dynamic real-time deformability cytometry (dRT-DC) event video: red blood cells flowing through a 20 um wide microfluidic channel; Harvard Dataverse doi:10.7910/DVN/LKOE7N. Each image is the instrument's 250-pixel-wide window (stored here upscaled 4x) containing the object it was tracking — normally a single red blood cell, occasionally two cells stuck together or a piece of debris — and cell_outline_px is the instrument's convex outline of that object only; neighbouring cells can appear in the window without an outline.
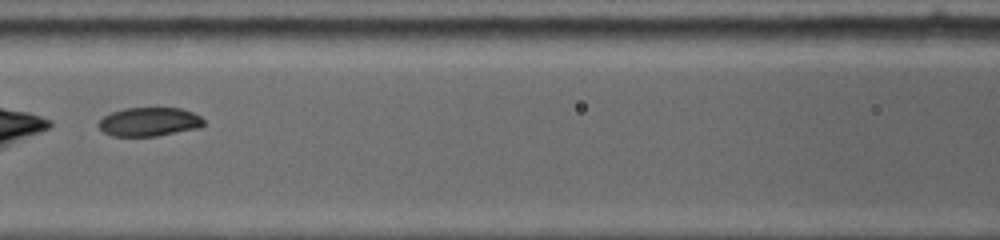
{"species": "common noctule bat (a hibernating species)", "species_latin": "Nyctalus noctula", "temperature_condition": "warm", "stored_images_in_passage": 11, "camera_frame_rate_fps": 5000, "um_per_image_px": 0.085, "animal": {"sex": "female", "body_mass_g": 19.0, "forearm_length_mm": 53.3}, "frame": {"image": 1, "passage_image": 4, "time_ms": 2.8, "image_size_px": [1000, 240], "cell_outline_px": [[204, 124], [196, 128], [156, 136], [112, 136], [104, 132], [100, 128], [100, 120], [104, 116], [112, 112], [124, 108], [180, 108], [192, 112], [200, 116], [204, 120]], "centroid_in_image_um": [12.68, 10.35], "position_along_channel_um": 153.9, "area_um2": 17.4}}
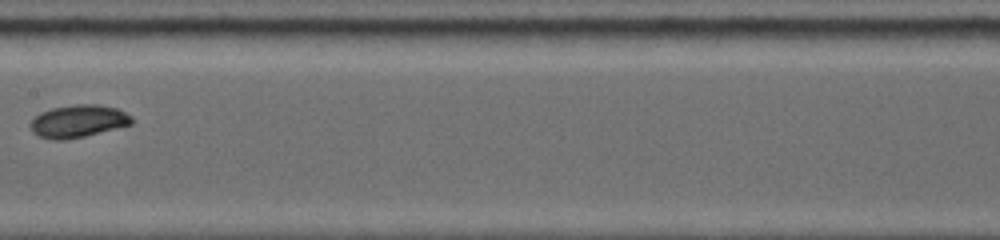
{"frame": {"image": 2, "passage_image": 5, "time_ms": 4.0, "image_size_px": [1000, 240], "cell_outline_px": [[132, 124], [84, 136], [60, 140], [56, 140], [40, 136], [32, 128], [32, 120], [40, 112], [52, 108], [80, 104], [96, 104], [116, 108], [124, 112], [132, 120]], "centroid_in_image_um": [6.66, 10.29], "position_along_channel_um": 200.7, "area_um2": 18.55}}